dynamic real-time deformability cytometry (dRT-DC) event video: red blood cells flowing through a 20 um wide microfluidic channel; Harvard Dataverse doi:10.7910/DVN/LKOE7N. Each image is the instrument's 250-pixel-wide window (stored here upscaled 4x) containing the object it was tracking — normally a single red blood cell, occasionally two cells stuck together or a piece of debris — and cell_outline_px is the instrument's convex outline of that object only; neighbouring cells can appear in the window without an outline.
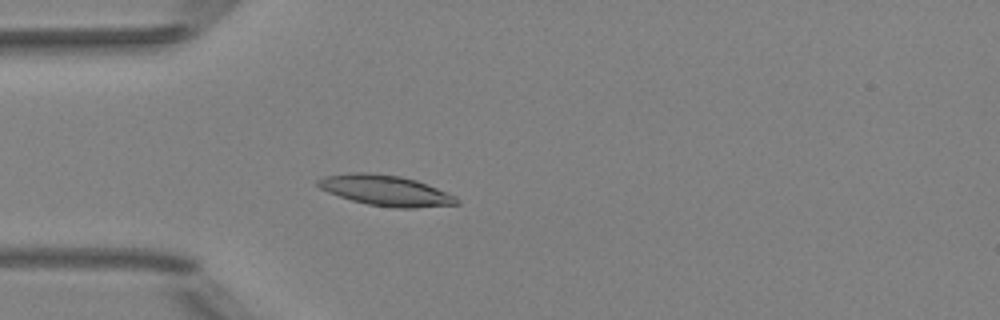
{"species": "Egyptian fruit bat (a non-hibernating species)", "species_latin": "Rousettus aegyptiacus", "temperature_condition": "room temperature", "stored_images_in_passage": 52, "camera_frame_rate_fps": 3000, "um_per_image_px": 0.085, "animal": {"sex": "female"}, "frame": {"image": 1, "passage_image": 15, "time_ms": 4.667, "image_size_px": [1000, 320], "cell_outline_px": [[460, 204], [416, 208], [396, 208], [368, 204], [352, 200], [328, 192], [320, 188], [316, 184], [316, 180], [324, 176], [348, 172], [368, 172], [400, 176], [416, 180], [456, 196], [460, 200]], "centroid_in_image_um": [32.77, 16.18], "position_along_channel_um": 52.2, "area_um2": 24.74}}
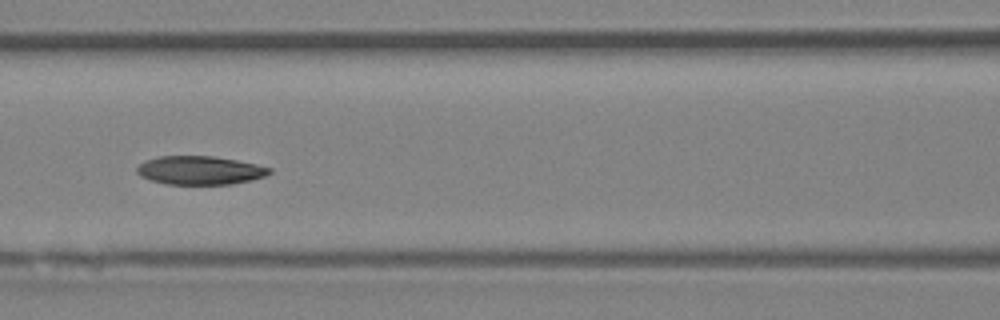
{"frame": {"image": 2, "passage_image": 23, "time_ms": 7.333, "image_size_px": [1000, 320], "cell_outline_px": [[272, 172], [264, 176], [232, 184], [164, 184], [140, 176], [136, 172], [136, 168], [140, 164], [148, 160], [160, 156], [212, 156], [236, 160], [256, 164], [272, 168]], "centroid_in_image_um": [16.98, 14.48], "position_along_channel_um": 149.6, "area_um2": 21.85}}
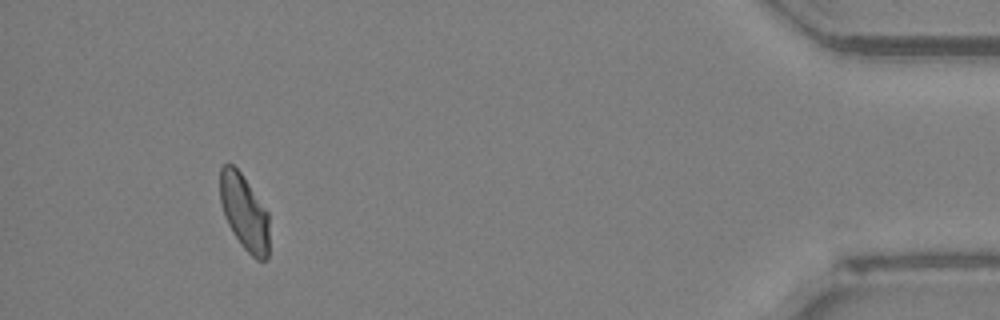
{"frame": {"image": 3, "passage_image": 48, "time_ms": 15.667, "image_size_px": [1000, 320], "cell_outline_px": [[268, 256], [264, 260], [256, 260], [240, 244], [232, 232], [224, 216], [220, 200], [220, 164], [232, 164], [240, 172], [268, 212]], "centroid_in_image_um": [20.74, 18.04], "position_along_channel_um": 414.5, "area_um2": 21.56}, "authors_computed_cell_mechanics": {"area_um2": 22.7154, "velocity_mm_per_s": 3.9874, "shape_relaxation_time_tau1_ms": 6.6703, "shape_relaxation_time_tau2_ms": 5.0858, "deformation_change_tau1": 0.1492, "deformation_change_tau2": 0.0822}}